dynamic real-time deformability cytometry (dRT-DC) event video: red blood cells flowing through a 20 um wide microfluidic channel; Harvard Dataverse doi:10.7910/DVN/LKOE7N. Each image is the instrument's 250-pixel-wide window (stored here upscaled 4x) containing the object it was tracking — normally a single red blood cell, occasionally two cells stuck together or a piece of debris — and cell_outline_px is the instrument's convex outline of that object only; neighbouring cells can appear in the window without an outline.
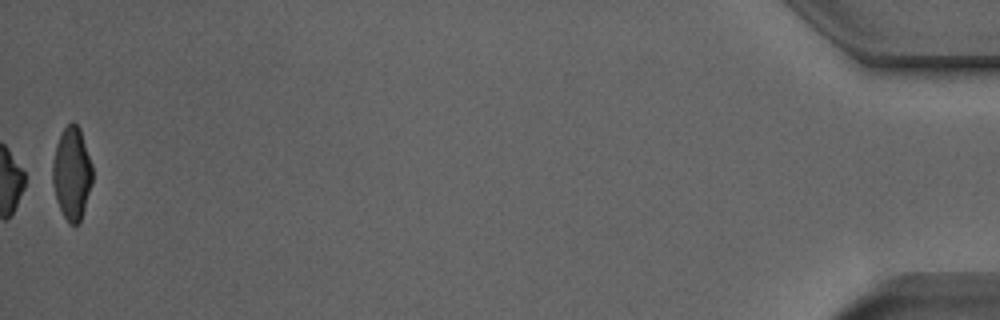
{"species": "Egyptian fruit bat (a non-hibernating species)", "species_latin": "Rousettus aegyptiacus", "temperature_condition": "room temperature", "stored_images_in_passage": 42, "camera_frame_rate_fps": 3000, "um_per_image_px": 0.085, "animal": {"sex": "male"}, "frame": {"image": 1, "passage_image": 42, "time_ms": 13.667, "image_size_px": [1000, 320], "cell_outline_px": [[92, 184], [80, 220], [76, 224], [68, 224], [56, 200], [52, 184], [52, 164], [56, 144], [64, 128], [72, 120], [80, 128], [92, 164]], "centroid_in_image_um": [6.1, 14.72], "position_along_channel_um": 429.1, "area_um2": 21.5}, "authors_computed_cell_mechanics": {"area_um2": 17.7446, "velocity_mm_per_s": 3.9234, "shape_relaxation_time_tau1_ms": 2.5642, "shape_relaxation_time_tau2_ms": 4.1578, "deformation_change_tau1": 0.1149, "deformation_change_tau2": 0.0824}}